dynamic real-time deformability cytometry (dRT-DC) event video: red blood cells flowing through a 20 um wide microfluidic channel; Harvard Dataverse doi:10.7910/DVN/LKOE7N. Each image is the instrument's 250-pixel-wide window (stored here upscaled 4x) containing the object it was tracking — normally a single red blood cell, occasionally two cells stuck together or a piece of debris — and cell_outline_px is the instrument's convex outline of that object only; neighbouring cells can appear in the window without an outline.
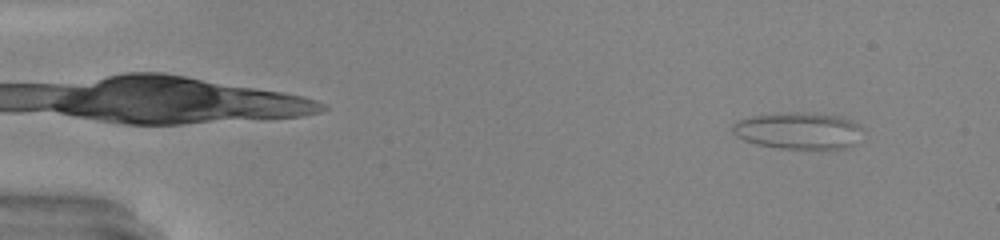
{"species": "common noctule bat (a hibernating species)", "species_latin": "Nyctalus noctula", "temperature_condition": "warm", "stored_images_in_passage": 49, "camera_frame_rate_fps": 3000, "um_per_image_px": 0.085, "animal": {"sex": "male", "body_mass_g": 20.0, "forearm_length_mm": 53.3}, "frame": {"image": 1, "passage_image": 4, "time_ms": 1.0, "image_size_px": [1000, 240], "cell_outline_px": [[864, 128], [856, 144], [848, 148], [780, 148], [756, 144], [744, 140], [736, 136], [732, 132], [732, 124], [736, 120], [752, 116], [796, 112], [800, 112], [840, 116], [852, 120]], "centroid_in_image_um": [67.89, 11.11], "position_along_channel_um": 17.1, "area_um2": 27.92}}
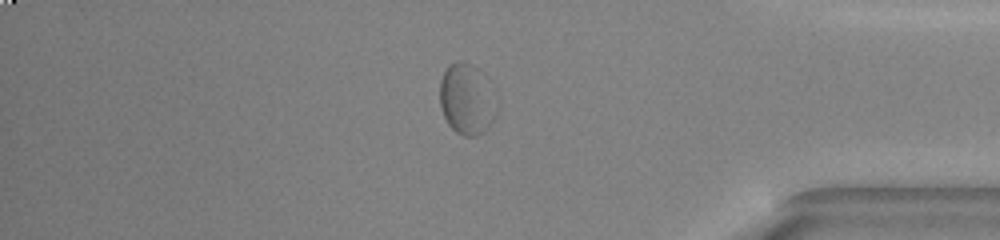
{"frame": {"image": 2, "passage_image": 42, "time_ms": 13.667, "image_size_px": [1000, 240], "cell_outline_px": [[496, 116], [488, 128], [484, 132], [476, 136], [464, 136], [456, 132], [448, 124], [440, 108], [440, 80], [448, 64], [456, 60], [464, 60], [480, 68], [484, 72], [496, 108]], "centroid_in_image_um": [39.65, 8.4], "position_along_channel_um": 395.5, "area_um2": 23.76}}
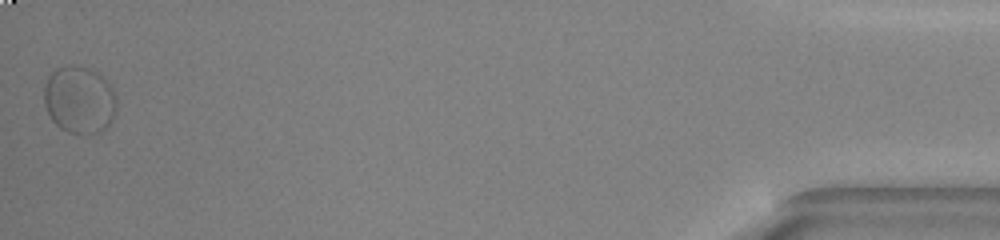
{"frame": {"image": 3, "passage_image": 49, "time_ms": 16.0, "image_size_px": [1000, 240], "cell_outline_px": [[116, 108], [112, 120], [100, 132], [68, 132], [60, 128], [52, 120], [44, 104], [44, 88], [48, 76], [56, 68], [72, 64], [96, 72], [112, 88], [116, 96]], "centroid_in_image_um": [6.72, 8.47], "position_along_channel_um": 428.5, "area_um2": 28.03}}